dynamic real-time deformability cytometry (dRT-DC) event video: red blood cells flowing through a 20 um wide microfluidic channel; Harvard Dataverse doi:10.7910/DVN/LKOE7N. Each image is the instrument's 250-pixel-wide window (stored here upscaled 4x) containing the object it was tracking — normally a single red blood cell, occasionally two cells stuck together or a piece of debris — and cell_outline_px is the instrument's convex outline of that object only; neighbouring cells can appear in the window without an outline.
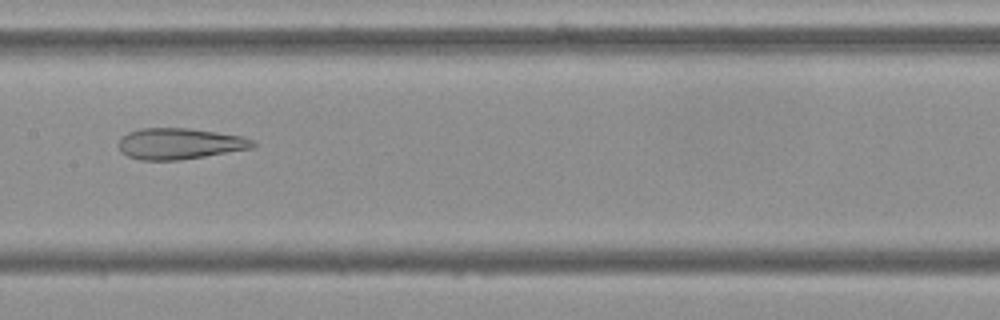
{"species": "Egyptian fruit bat (a non-hibernating species)", "species_latin": "Rousettus aegyptiacus", "temperature_condition": "cold", "stored_images_in_passage": 53, "camera_frame_rate_fps": 3000, "um_per_image_px": 0.085, "frame": {"image": 1, "passage_image": 26, "time_ms": 8.333, "image_size_px": [1000, 320], "cell_outline_px": [[256, 144], [252, 148], [180, 160], [140, 160], [128, 156], [120, 152], [120, 140], [128, 132], [140, 128], [188, 128], [244, 136], [252, 140]], "centroid_in_image_um": [15.27, 12.21], "position_along_channel_um": 192.1, "area_um2": 24.16}}
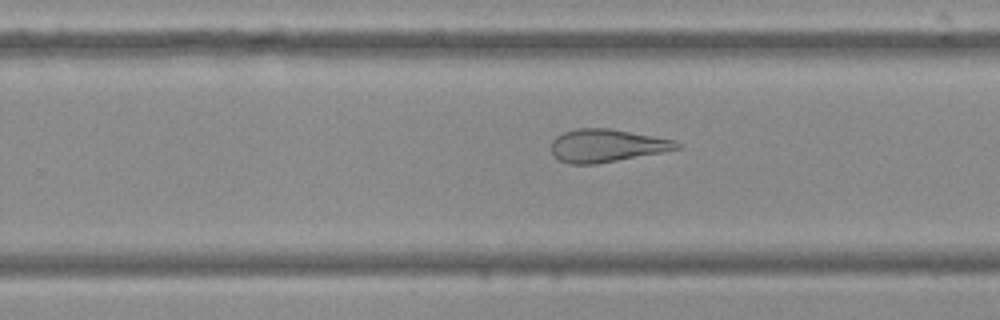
{"frame": {"image": 2, "passage_image": 33, "time_ms": 10.667, "image_size_px": [1000, 320], "cell_outline_px": [[680, 148], [664, 152], [596, 164], [568, 164], [552, 156], [552, 140], [556, 136], [564, 132], [576, 128], [608, 128], [676, 140], [680, 144]], "centroid_in_image_um": [51.56, 12.38], "position_along_channel_um": 278.2, "area_um2": 24.1}}
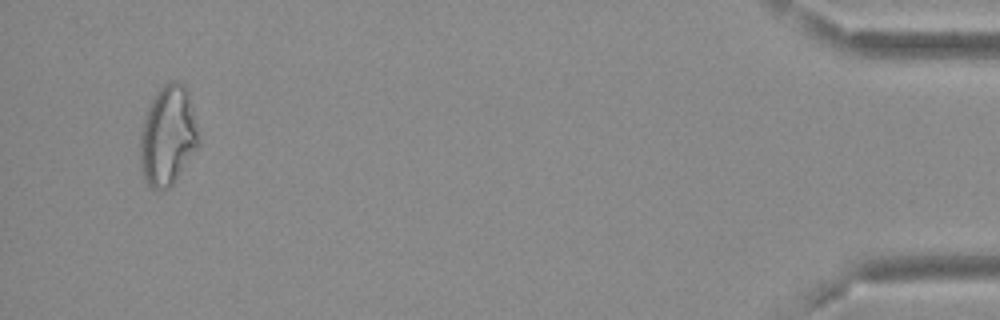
{"frame": {"image": 3, "passage_image": 51, "time_ms": 16.667, "image_size_px": [1000, 320], "cell_outline_px": [[196, 148], [172, 184], [168, 188], [160, 192], [156, 192], [148, 184], [140, 168], [140, 136], [144, 116], [152, 96], [168, 80], [176, 80], [184, 84], [188, 88], [196, 128]], "centroid_in_image_um": [14.21, 11.5], "position_along_channel_um": 421.0, "area_um2": 33.7}}